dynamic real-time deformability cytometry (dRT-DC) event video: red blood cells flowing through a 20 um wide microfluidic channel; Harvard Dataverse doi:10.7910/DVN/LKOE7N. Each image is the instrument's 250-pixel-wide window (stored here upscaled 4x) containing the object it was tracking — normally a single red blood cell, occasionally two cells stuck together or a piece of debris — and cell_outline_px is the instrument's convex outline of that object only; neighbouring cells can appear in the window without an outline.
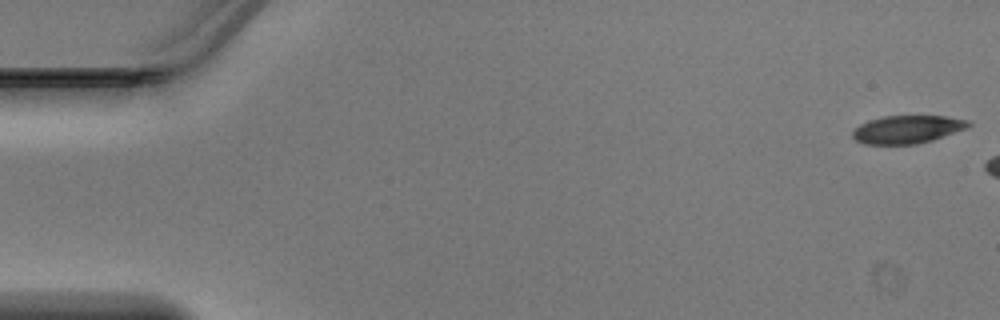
{"species": "Egyptian fruit bat (a non-hibernating species)", "species_latin": "Rousettus aegyptiacus", "temperature_condition": "warm", "stored_images_in_passage": 6, "camera_frame_rate_fps": 3000, "um_per_image_px": 0.085, "animal": {"sex": "male"}, "frame": {"image": 1, "passage_image": 1, "time_ms": 0.0, "image_size_px": [1000, 320], "cell_outline_px": [[972, 124], [968, 128], [932, 140], [916, 144], [864, 144], [856, 140], [852, 136], [852, 132], [860, 124], [868, 120], [884, 116], [948, 116], [972, 120]], "centroid_in_image_um": [77.17, 10.99], "position_along_channel_um": 7.8, "area_um2": 19.02}}